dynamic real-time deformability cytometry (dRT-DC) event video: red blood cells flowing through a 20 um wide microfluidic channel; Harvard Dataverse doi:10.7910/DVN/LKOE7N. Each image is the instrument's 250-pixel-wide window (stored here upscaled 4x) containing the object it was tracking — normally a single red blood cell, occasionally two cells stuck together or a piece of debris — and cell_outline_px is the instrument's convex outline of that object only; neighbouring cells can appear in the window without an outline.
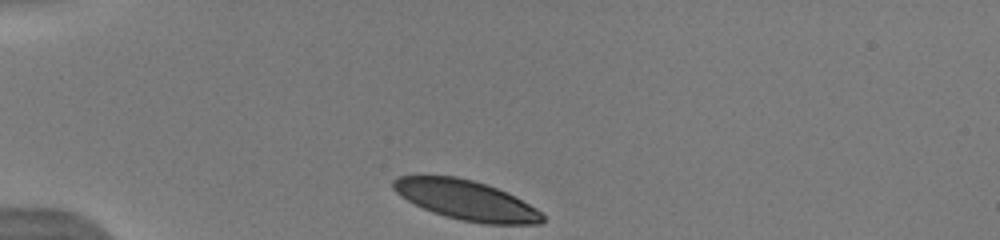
{"species": "human", "species_latin": "Homo sapiens", "temperature_condition": "warm", "stored_images_in_passage": 37, "camera_frame_rate_fps": 3000, "um_per_image_px": 0.085, "donor": {"sex": "male"}, "frame": {"image": 1, "passage_image": 1, "time_ms": 0.0, "image_size_px": [1000, 240], "cell_outline_px": [[544, 220], [540, 224], [484, 224], [460, 220], [432, 212], [400, 196], [392, 188], [392, 180], [400, 176], [456, 176], [488, 184], [508, 192], [536, 208], [544, 216]], "centroid_in_image_um": [39.64, 17.01], "position_along_channel_um": 45.4, "area_um2": 34.51}}
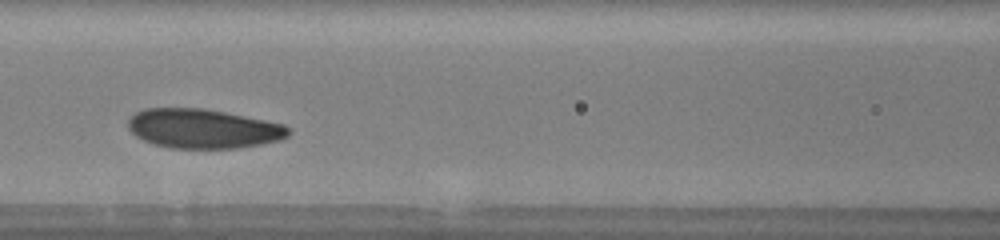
{"frame": {"image": 2, "passage_image": 12, "time_ms": 3.667, "image_size_px": [1000, 240], "cell_outline_px": [[292, 132], [288, 136], [280, 140], [260, 144], [236, 148], [168, 148], [152, 144], [136, 136], [128, 128], [128, 116], [144, 108], [204, 108], [284, 124]], "centroid_in_image_um": [17.23, 10.93], "position_along_channel_um": 149.4, "area_um2": 36.88}}
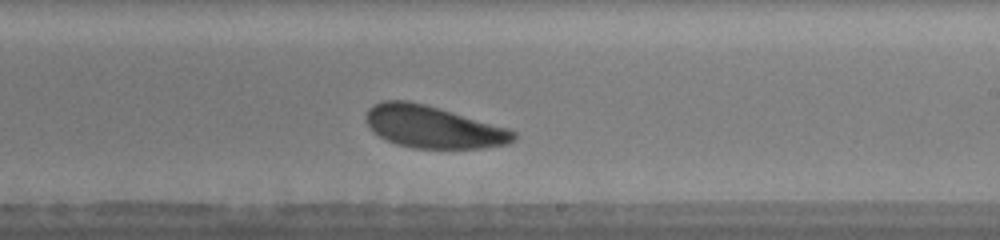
{"frame": {"image": 3, "passage_image": 20, "time_ms": 6.333, "image_size_px": [1000, 240], "cell_outline_px": [[516, 140], [508, 144], [484, 148], [412, 148], [396, 144], [372, 132], [364, 120], [364, 116], [368, 108], [372, 104], [384, 100], [408, 100], [440, 108], [508, 128], [516, 132]], "centroid_in_image_um": [36.78, 10.78], "position_along_channel_um": 252.2, "area_um2": 36.59}, "authors_computed_cell_mechanics": {"area_um2": 36.8186, "velocity_mm_per_s": 3.8682, "shape_relaxation_time_tau1_ms": 2.3426, "shape_relaxation_time_tau2_ms": null, "deformation_change_tau1": 0.1018, "deformation_change_tau2": null}}